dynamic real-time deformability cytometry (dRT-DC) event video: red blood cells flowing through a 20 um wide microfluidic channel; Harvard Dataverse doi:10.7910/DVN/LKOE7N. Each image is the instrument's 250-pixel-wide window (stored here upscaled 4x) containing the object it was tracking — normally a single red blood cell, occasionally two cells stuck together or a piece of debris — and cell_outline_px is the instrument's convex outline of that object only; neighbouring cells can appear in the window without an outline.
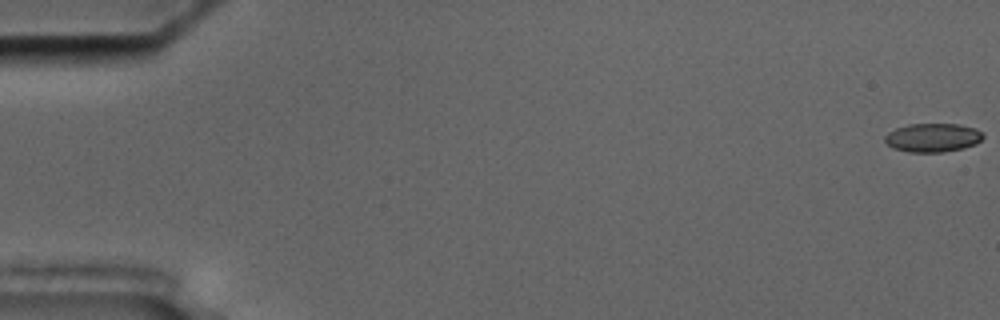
{"species": "common noctule bat (a hibernating species)", "species_latin": "Nyctalus noctula", "temperature_condition": "cold", "stored_images_in_passage": 57, "segment_of_instrument_passage": [1, 2], "camera_frame_rate_fps": 3000, "um_per_image_px": 0.085, "animal": {"sex": "male", "body_mass_g": 17.5, "forearm_length_mm": 52.3}, "frame": {"image": 1, "passage_image": 1, "time_ms": 0.0, "image_size_px": [1000, 320], "cell_outline_px": [[984, 136], [976, 144], [964, 148], [944, 152], [908, 152], [892, 148], [884, 140], [884, 136], [888, 132], [896, 128], [908, 124], [960, 124], [976, 128]], "centroid_in_image_um": [79.27, 11.7], "position_along_channel_um": 5.7, "area_um2": 16.53}}
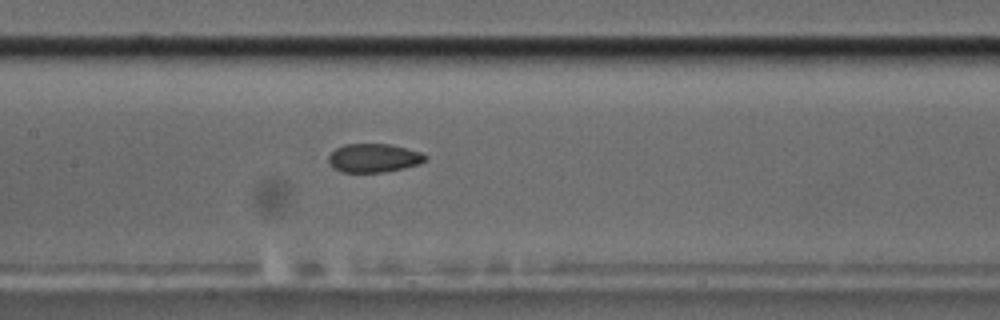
{"frame": {"image": 2, "passage_image": 28, "time_ms": 9.0, "image_size_px": [1000, 320], "cell_outline_px": [[428, 160], [404, 168], [384, 172], [340, 172], [332, 168], [328, 160], [328, 156], [336, 148], [344, 144], [392, 144], [420, 152], [428, 156]], "centroid_in_image_um": [31.75, 13.43], "position_along_channel_um": 175.6, "area_um2": 16.24}}
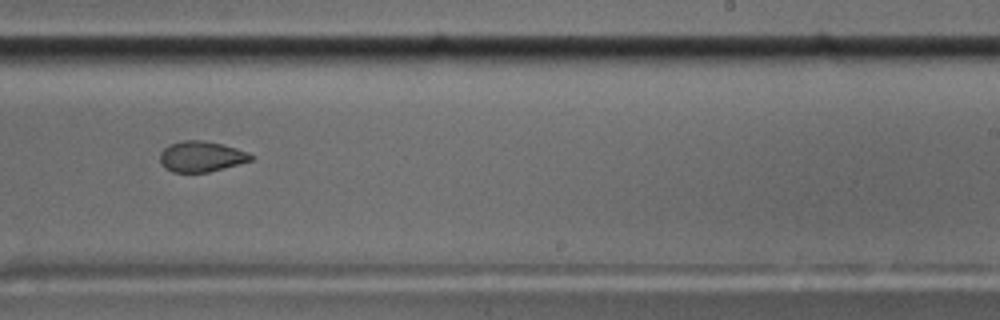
{"frame": {"image": 3, "passage_image": 36, "time_ms": 11.667, "image_size_px": [1000, 320], "cell_outline_px": [[256, 156], [252, 160], [224, 168], [208, 172], [172, 172], [164, 168], [160, 164], [160, 152], [168, 144], [184, 140], [200, 140], [224, 144], [248, 152]], "centroid_in_image_um": [17.1, 13.3], "position_along_channel_um": 271.9, "area_um2": 16.42}}